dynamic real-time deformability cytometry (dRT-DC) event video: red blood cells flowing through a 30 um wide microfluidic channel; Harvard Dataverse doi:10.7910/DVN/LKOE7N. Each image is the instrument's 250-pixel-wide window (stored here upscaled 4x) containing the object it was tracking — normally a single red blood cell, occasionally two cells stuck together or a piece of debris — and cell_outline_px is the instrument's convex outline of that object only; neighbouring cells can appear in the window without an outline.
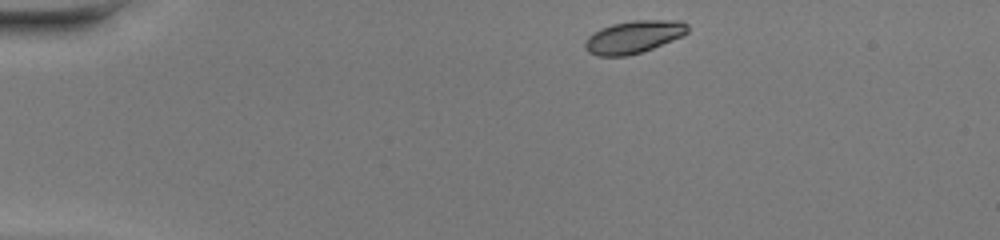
{"species": "common noctule bat (a hibernating species)", "species_latin": "Nyctalus noctula", "temperature_condition": "warm", "stored_images_in_passage": 40, "camera_frame_rate_fps": 3000, "um_per_image_px": 0.085, "animal": {"sex": "female", "body_mass_g": 20.0, "forearm_length_mm": 54.0}, "frame": {"image": 1, "passage_image": 1, "time_ms": 0.0, "image_size_px": [1000, 240], "cell_outline_px": [[688, 32], [684, 36], [652, 48], [628, 56], [596, 56], [588, 52], [584, 48], [584, 44], [588, 36], [600, 28], [612, 24], [632, 20], [680, 20], [688, 24]], "centroid_in_image_um": [53.86, 3.13], "position_along_channel_um": 31.1, "area_um2": 19.65}}
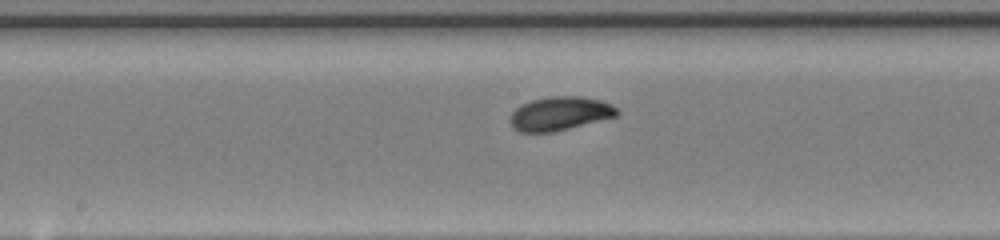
{"frame": {"image": 2, "passage_image": 18, "time_ms": 5.667, "image_size_px": [1000, 240], "cell_outline_px": [[620, 112], [616, 116], [552, 132], [520, 132], [512, 128], [508, 120], [512, 112], [520, 104], [532, 100], [552, 96], [580, 96], [600, 100], [612, 104]], "centroid_in_image_um": [47.54, 9.65], "position_along_channel_um": 200.7, "area_um2": 20.98}}
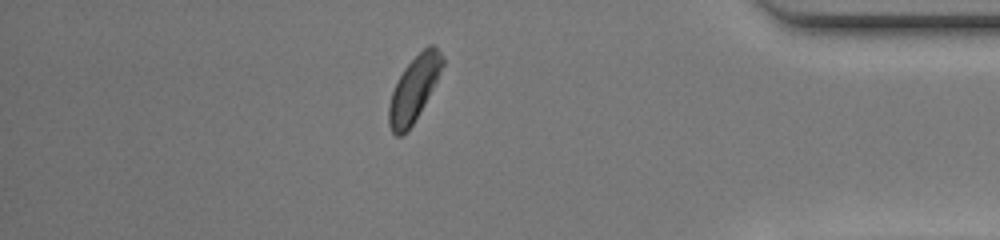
{"frame": {"image": 3, "passage_image": 34, "time_ms": 11.0, "image_size_px": [1000, 240], "cell_outline_px": [[444, 64], [424, 104], [412, 124], [400, 136], [396, 136], [392, 132], [388, 124], [388, 108], [392, 92], [404, 68], [428, 44], [436, 44], [444, 56]], "centroid_in_image_um": [35.19, 7.51], "position_along_channel_um": 400.0, "area_um2": 19.83}, "authors_computed_cell_mechanics": {"area_um2": 20.3745, "velocity_mm_per_s": 4.2915, "shape_relaxation_time_tau1_ms": 1.2216, "shape_relaxation_time_tau2_ms": 4.5902, "deformation_change_tau1": 0.0955, "deformation_change_tau2": 0.0637}}